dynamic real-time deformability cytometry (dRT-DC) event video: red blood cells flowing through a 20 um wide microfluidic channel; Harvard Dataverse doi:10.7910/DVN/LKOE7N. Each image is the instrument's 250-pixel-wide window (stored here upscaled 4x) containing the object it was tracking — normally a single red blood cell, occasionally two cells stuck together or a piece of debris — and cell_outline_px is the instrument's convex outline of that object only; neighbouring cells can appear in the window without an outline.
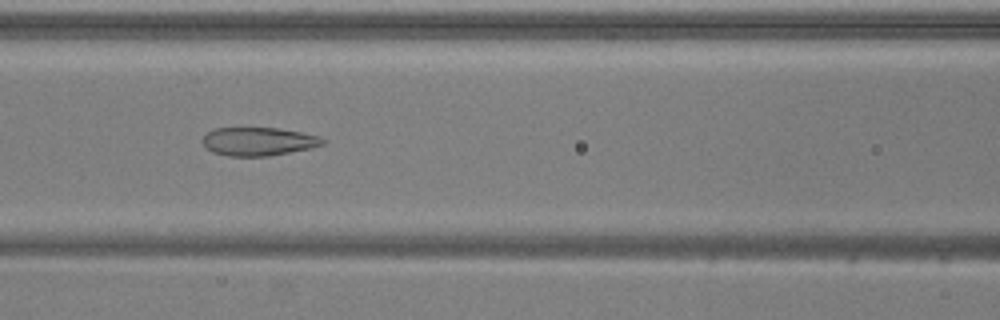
{"species": "common noctule bat (a hibernating species)", "species_latin": "Nyctalus noctula", "temperature_condition": "warm", "stored_images_in_passage": 51, "camera_frame_rate_fps": 3000, "um_per_image_px": 0.085, "animal": {"sex": "male", "body_mass_g": 20.5, "forearm_length_mm": 52.5}, "frame": {"image": 1, "passage_image": 21, "time_ms": 6.667, "image_size_px": [1000, 320], "cell_outline_px": [[328, 140], [324, 144], [312, 148], [268, 156], [228, 156], [212, 152], [204, 148], [204, 136], [208, 132], [216, 128], [280, 128], [320, 136]], "centroid_in_image_um": [22.01, 12.03], "position_along_channel_um": 144.6, "area_um2": 19.94}}
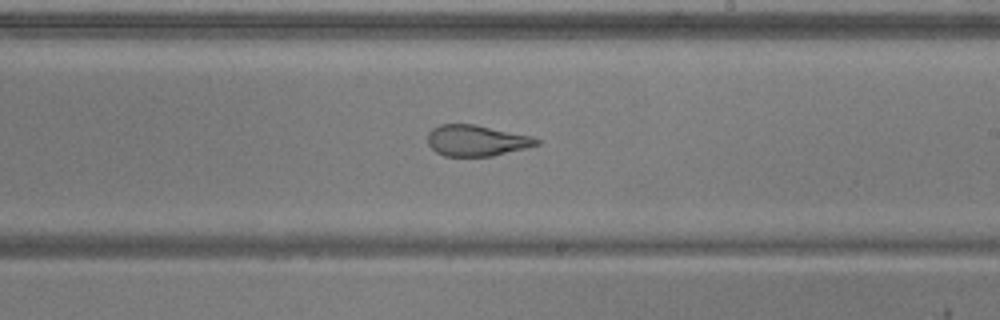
{"frame": {"image": 2, "passage_image": 29, "time_ms": 9.333, "image_size_px": [1000, 320], "cell_outline_px": [[540, 144], [492, 156], [444, 156], [436, 152], [428, 144], [428, 132], [432, 128], [440, 124], [472, 124], [532, 136], [540, 140]], "centroid_in_image_um": [40.47, 11.94], "position_along_channel_um": 248.5, "area_um2": 19.54}}
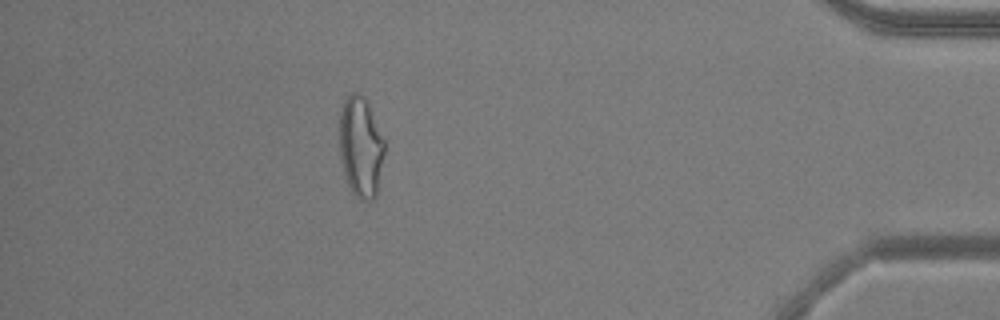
{"frame": {"image": 3, "passage_image": 45, "time_ms": 14.667, "image_size_px": [1000, 320], "cell_outline_px": [[384, 152], [376, 196], [372, 200], [360, 200], [352, 192], [348, 184], [340, 160], [340, 112], [344, 100], [352, 92], [360, 92], [364, 96], [368, 104], [384, 140]], "centroid_in_image_um": [30.65, 12.48], "position_along_channel_um": 404.5, "area_um2": 26.18}, "authors_computed_cell_mechanics": {"area_um2": 24.3916, "velocity_mm_per_s": 3.9034, "shape_relaxation_time_tau1_ms": null, "shape_relaxation_time_tau2_ms": 1.4983, "deformation_change_tau1": null, "deformation_change_tau2": 0.1017}}